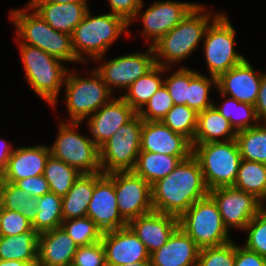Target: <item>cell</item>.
Returning a JSON list of instances; mask_svg holds the SVG:
<instances>
[{"label": "cell", "instance_id": "obj_48", "mask_svg": "<svg viewBox=\"0 0 266 266\" xmlns=\"http://www.w3.org/2000/svg\"><path fill=\"white\" fill-rule=\"evenodd\" d=\"M234 266H266V258L235 243Z\"/></svg>", "mask_w": 266, "mask_h": 266}, {"label": "cell", "instance_id": "obj_47", "mask_svg": "<svg viewBox=\"0 0 266 266\" xmlns=\"http://www.w3.org/2000/svg\"><path fill=\"white\" fill-rule=\"evenodd\" d=\"M20 189L29 192L31 197H41L44 194L51 192L48 181L44 175L33 176L18 180L16 183Z\"/></svg>", "mask_w": 266, "mask_h": 266}, {"label": "cell", "instance_id": "obj_23", "mask_svg": "<svg viewBox=\"0 0 266 266\" xmlns=\"http://www.w3.org/2000/svg\"><path fill=\"white\" fill-rule=\"evenodd\" d=\"M200 248L178 227L168 241L150 254L151 266H197Z\"/></svg>", "mask_w": 266, "mask_h": 266}, {"label": "cell", "instance_id": "obj_31", "mask_svg": "<svg viewBox=\"0 0 266 266\" xmlns=\"http://www.w3.org/2000/svg\"><path fill=\"white\" fill-rule=\"evenodd\" d=\"M234 187L255 195L266 203V164L242 159Z\"/></svg>", "mask_w": 266, "mask_h": 266}, {"label": "cell", "instance_id": "obj_28", "mask_svg": "<svg viewBox=\"0 0 266 266\" xmlns=\"http://www.w3.org/2000/svg\"><path fill=\"white\" fill-rule=\"evenodd\" d=\"M189 157L140 151L132 171L152 185L169 175L182 160Z\"/></svg>", "mask_w": 266, "mask_h": 266}, {"label": "cell", "instance_id": "obj_13", "mask_svg": "<svg viewBox=\"0 0 266 266\" xmlns=\"http://www.w3.org/2000/svg\"><path fill=\"white\" fill-rule=\"evenodd\" d=\"M209 195L217 203L222 220L228 231L241 229L265 207L255 195L234 186L219 187L209 190Z\"/></svg>", "mask_w": 266, "mask_h": 266}, {"label": "cell", "instance_id": "obj_4", "mask_svg": "<svg viewBox=\"0 0 266 266\" xmlns=\"http://www.w3.org/2000/svg\"><path fill=\"white\" fill-rule=\"evenodd\" d=\"M129 27V23L120 16L109 12L93 16L89 9L71 35L76 57L83 65L90 58L94 60L105 55L122 34L130 35Z\"/></svg>", "mask_w": 266, "mask_h": 266}, {"label": "cell", "instance_id": "obj_52", "mask_svg": "<svg viewBox=\"0 0 266 266\" xmlns=\"http://www.w3.org/2000/svg\"><path fill=\"white\" fill-rule=\"evenodd\" d=\"M88 0H30L29 2H48V3H71V2H87Z\"/></svg>", "mask_w": 266, "mask_h": 266}, {"label": "cell", "instance_id": "obj_30", "mask_svg": "<svg viewBox=\"0 0 266 266\" xmlns=\"http://www.w3.org/2000/svg\"><path fill=\"white\" fill-rule=\"evenodd\" d=\"M37 231L18 235L0 236V260L38 261Z\"/></svg>", "mask_w": 266, "mask_h": 266}, {"label": "cell", "instance_id": "obj_33", "mask_svg": "<svg viewBox=\"0 0 266 266\" xmlns=\"http://www.w3.org/2000/svg\"><path fill=\"white\" fill-rule=\"evenodd\" d=\"M219 94L225 101L222 100L223 103L218 104V106L214 102V107L230 121L231 126L236 132L252 128L260 123L255 106L239 102L221 93Z\"/></svg>", "mask_w": 266, "mask_h": 266}, {"label": "cell", "instance_id": "obj_45", "mask_svg": "<svg viewBox=\"0 0 266 266\" xmlns=\"http://www.w3.org/2000/svg\"><path fill=\"white\" fill-rule=\"evenodd\" d=\"M71 266H107L102 242L78 246Z\"/></svg>", "mask_w": 266, "mask_h": 266}, {"label": "cell", "instance_id": "obj_2", "mask_svg": "<svg viewBox=\"0 0 266 266\" xmlns=\"http://www.w3.org/2000/svg\"><path fill=\"white\" fill-rule=\"evenodd\" d=\"M205 9V5L198 3L173 29L152 45L156 65L172 68L196 51L200 41L204 40L210 22L220 14L216 12L213 15Z\"/></svg>", "mask_w": 266, "mask_h": 266}, {"label": "cell", "instance_id": "obj_24", "mask_svg": "<svg viewBox=\"0 0 266 266\" xmlns=\"http://www.w3.org/2000/svg\"><path fill=\"white\" fill-rule=\"evenodd\" d=\"M77 248L62 227L40 233L37 266H71Z\"/></svg>", "mask_w": 266, "mask_h": 266}, {"label": "cell", "instance_id": "obj_37", "mask_svg": "<svg viewBox=\"0 0 266 266\" xmlns=\"http://www.w3.org/2000/svg\"><path fill=\"white\" fill-rule=\"evenodd\" d=\"M217 88V78L202 75L200 71L189 69L188 99L186 105L197 113L214 105L209 98L212 87Z\"/></svg>", "mask_w": 266, "mask_h": 266}, {"label": "cell", "instance_id": "obj_19", "mask_svg": "<svg viewBox=\"0 0 266 266\" xmlns=\"http://www.w3.org/2000/svg\"><path fill=\"white\" fill-rule=\"evenodd\" d=\"M137 112L120 96L113 97L108 103L87 118L91 139L99 148L118 129L127 124Z\"/></svg>", "mask_w": 266, "mask_h": 266}, {"label": "cell", "instance_id": "obj_7", "mask_svg": "<svg viewBox=\"0 0 266 266\" xmlns=\"http://www.w3.org/2000/svg\"><path fill=\"white\" fill-rule=\"evenodd\" d=\"M91 75L78 76L68 70L64 81L65 103L69 114L68 122L83 123L114 96L95 69Z\"/></svg>", "mask_w": 266, "mask_h": 266}, {"label": "cell", "instance_id": "obj_8", "mask_svg": "<svg viewBox=\"0 0 266 266\" xmlns=\"http://www.w3.org/2000/svg\"><path fill=\"white\" fill-rule=\"evenodd\" d=\"M178 220L179 227L200 249L232 241L217 203L210 195L193 203Z\"/></svg>", "mask_w": 266, "mask_h": 266}, {"label": "cell", "instance_id": "obj_25", "mask_svg": "<svg viewBox=\"0 0 266 266\" xmlns=\"http://www.w3.org/2000/svg\"><path fill=\"white\" fill-rule=\"evenodd\" d=\"M53 29L72 35L75 27L90 9L87 2L48 3L28 2Z\"/></svg>", "mask_w": 266, "mask_h": 266}, {"label": "cell", "instance_id": "obj_43", "mask_svg": "<svg viewBox=\"0 0 266 266\" xmlns=\"http://www.w3.org/2000/svg\"><path fill=\"white\" fill-rule=\"evenodd\" d=\"M170 76L164 77V85L167 88L175 105H186L188 99L189 68L180 67Z\"/></svg>", "mask_w": 266, "mask_h": 266}, {"label": "cell", "instance_id": "obj_16", "mask_svg": "<svg viewBox=\"0 0 266 266\" xmlns=\"http://www.w3.org/2000/svg\"><path fill=\"white\" fill-rule=\"evenodd\" d=\"M87 216L96 223L102 232L127 226V222L119 213L116 201L114 172L95 173V186L88 205Z\"/></svg>", "mask_w": 266, "mask_h": 266}, {"label": "cell", "instance_id": "obj_39", "mask_svg": "<svg viewBox=\"0 0 266 266\" xmlns=\"http://www.w3.org/2000/svg\"><path fill=\"white\" fill-rule=\"evenodd\" d=\"M61 227L78 246L101 241L103 232L88 216L63 220Z\"/></svg>", "mask_w": 266, "mask_h": 266}, {"label": "cell", "instance_id": "obj_6", "mask_svg": "<svg viewBox=\"0 0 266 266\" xmlns=\"http://www.w3.org/2000/svg\"><path fill=\"white\" fill-rule=\"evenodd\" d=\"M192 155L198 160L209 190L233 186L242 157L236 139L192 144Z\"/></svg>", "mask_w": 266, "mask_h": 266}, {"label": "cell", "instance_id": "obj_11", "mask_svg": "<svg viewBox=\"0 0 266 266\" xmlns=\"http://www.w3.org/2000/svg\"><path fill=\"white\" fill-rule=\"evenodd\" d=\"M142 126L143 120L137 114L99 148L103 174L134 169L141 151Z\"/></svg>", "mask_w": 266, "mask_h": 266}, {"label": "cell", "instance_id": "obj_15", "mask_svg": "<svg viewBox=\"0 0 266 266\" xmlns=\"http://www.w3.org/2000/svg\"><path fill=\"white\" fill-rule=\"evenodd\" d=\"M114 190L119 213L127 223L153 211L151 185L133 171H115Z\"/></svg>", "mask_w": 266, "mask_h": 266}, {"label": "cell", "instance_id": "obj_46", "mask_svg": "<svg viewBox=\"0 0 266 266\" xmlns=\"http://www.w3.org/2000/svg\"><path fill=\"white\" fill-rule=\"evenodd\" d=\"M142 3L143 0H108L111 9L109 13L120 16L130 23Z\"/></svg>", "mask_w": 266, "mask_h": 266}, {"label": "cell", "instance_id": "obj_14", "mask_svg": "<svg viewBox=\"0 0 266 266\" xmlns=\"http://www.w3.org/2000/svg\"><path fill=\"white\" fill-rule=\"evenodd\" d=\"M144 2L137 10L131 23L140 18L143 24L144 38L155 44L163 35L173 29L196 5L191 2H176L173 0L154 1L144 12Z\"/></svg>", "mask_w": 266, "mask_h": 266}, {"label": "cell", "instance_id": "obj_5", "mask_svg": "<svg viewBox=\"0 0 266 266\" xmlns=\"http://www.w3.org/2000/svg\"><path fill=\"white\" fill-rule=\"evenodd\" d=\"M18 45L27 83L35 94L54 108L69 68L38 47Z\"/></svg>", "mask_w": 266, "mask_h": 266}, {"label": "cell", "instance_id": "obj_18", "mask_svg": "<svg viewBox=\"0 0 266 266\" xmlns=\"http://www.w3.org/2000/svg\"><path fill=\"white\" fill-rule=\"evenodd\" d=\"M263 74L247 58L217 78V90L224 96L255 106Z\"/></svg>", "mask_w": 266, "mask_h": 266}, {"label": "cell", "instance_id": "obj_20", "mask_svg": "<svg viewBox=\"0 0 266 266\" xmlns=\"http://www.w3.org/2000/svg\"><path fill=\"white\" fill-rule=\"evenodd\" d=\"M140 150L172 156H191V141L180 133L172 131L162 121H144Z\"/></svg>", "mask_w": 266, "mask_h": 266}, {"label": "cell", "instance_id": "obj_26", "mask_svg": "<svg viewBox=\"0 0 266 266\" xmlns=\"http://www.w3.org/2000/svg\"><path fill=\"white\" fill-rule=\"evenodd\" d=\"M237 132L216 107L211 106L198 113L197 127L192 144L229 141L236 139Z\"/></svg>", "mask_w": 266, "mask_h": 266}, {"label": "cell", "instance_id": "obj_40", "mask_svg": "<svg viewBox=\"0 0 266 266\" xmlns=\"http://www.w3.org/2000/svg\"><path fill=\"white\" fill-rule=\"evenodd\" d=\"M247 250L266 258V207H264L245 227Z\"/></svg>", "mask_w": 266, "mask_h": 266}, {"label": "cell", "instance_id": "obj_42", "mask_svg": "<svg viewBox=\"0 0 266 266\" xmlns=\"http://www.w3.org/2000/svg\"><path fill=\"white\" fill-rule=\"evenodd\" d=\"M235 242L200 249L197 266H234Z\"/></svg>", "mask_w": 266, "mask_h": 266}, {"label": "cell", "instance_id": "obj_38", "mask_svg": "<svg viewBox=\"0 0 266 266\" xmlns=\"http://www.w3.org/2000/svg\"><path fill=\"white\" fill-rule=\"evenodd\" d=\"M198 113L187 105H173L161 120L167 127L176 133L187 137L191 142L195 137Z\"/></svg>", "mask_w": 266, "mask_h": 266}, {"label": "cell", "instance_id": "obj_22", "mask_svg": "<svg viewBox=\"0 0 266 266\" xmlns=\"http://www.w3.org/2000/svg\"><path fill=\"white\" fill-rule=\"evenodd\" d=\"M49 155L50 148L46 145L15 147L0 181L16 183L24 178L43 175Z\"/></svg>", "mask_w": 266, "mask_h": 266}, {"label": "cell", "instance_id": "obj_54", "mask_svg": "<svg viewBox=\"0 0 266 266\" xmlns=\"http://www.w3.org/2000/svg\"><path fill=\"white\" fill-rule=\"evenodd\" d=\"M2 208L1 195H0V210Z\"/></svg>", "mask_w": 266, "mask_h": 266}, {"label": "cell", "instance_id": "obj_34", "mask_svg": "<svg viewBox=\"0 0 266 266\" xmlns=\"http://www.w3.org/2000/svg\"><path fill=\"white\" fill-rule=\"evenodd\" d=\"M237 132L242 159L266 164V123Z\"/></svg>", "mask_w": 266, "mask_h": 266}, {"label": "cell", "instance_id": "obj_12", "mask_svg": "<svg viewBox=\"0 0 266 266\" xmlns=\"http://www.w3.org/2000/svg\"><path fill=\"white\" fill-rule=\"evenodd\" d=\"M102 60L105 55L93 60L101 64L95 68L96 72L112 92L117 88L120 93L156 65L152 46L145 52H131L106 62Z\"/></svg>", "mask_w": 266, "mask_h": 266}, {"label": "cell", "instance_id": "obj_53", "mask_svg": "<svg viewBox=\"0 0 266 266\" xmlns=\"http://www.w3.org/2000/svg\"><path fill=\"white\" fill-rule=\"evenodd\" d=\"M122 266H151L150 262H142V263H136V264H125Z\"/></svg>", "mask_w": 266, "mask_h": 266}, {"label": "cell", "instance_id": "obj_44", "mask_svg": "<svg viewBox=\"0 0 266 266\" xmlns=\"http://www.w3.org/2000/svg\"><path fill=\"white\" fill-rule=\"evenodd\" d=\"M28 231H36L32 223L19 211L0 210V236H12Z\"/></svg>", "mask_w": 266, "mask_h": 266}, {"label": "cell", "instance_id": "obj_36", "mask_svg": "<svg viewBox=\"0 0 266 266\" xmlns=\"http://www.w3.org/2000/svg\"><path fill=\"white\" fill-rule=\"evenodd\" d=\"M37 215L32 223V228L39 234L61 227L62 197L53 192L44 194L38 198Z\"/></svg>", "mask_w": 266, "mask_h": 266}, {"label": "cell", "instance_id": "obj_32", "mask_svg": "<svg viewBox=\"0 0 266 266\" xmlns=\"http://www.w3.org/2000/svg\"><path fill=\"white\" fill-rule=\"evenodd\" d=\"M0 195L3 208L19 211L31 223L34 222L39 204L37 197H31L29 192L7 181H0Z\"/></svg>", "mask_w": 266, "mask_h": 266}, {"label": "cell", "instance_id": "obj_9", "mask_svg": "<svg viewBox=\"0 0 266 266\" xmlns=\"http://www.w3.org/2000/svg\"><path fill=\"white\" fill-rule=\"evenodd\" d=\"M81 122L61 121L50 154L76 168L80 173L101 171L99 147L88 136L78 132Z\"/></svg>", "mask_w": 266, "mask_h": 266}, {"label": "cell", "instance_id": "obj_29", "mask_svg": "<svg viewBox=\"0 0 266 266\" xmlns=\"http://www.w3.org/2000/svg\"><path fill=\"white\" fill-rule=\"evenodd\" d=\"M171 68L155 65L144 76L138 78L126 90L121 97L138 113L152 97V95L164 84L162 74L169 72Z\"/></svg>", "mask_w": 266, "mask_h": 266}, {"label": "cell", "instance_id": "obj_41", "mask_svg": "<svg viewBox=\"0 0 266 266\" xmlns=\"http://www.w3.org/2000/svg\"><path fill=\"white\" fill-rule=\"evenodd\" d=\"M173 105V99L163 84L137 114L144 121H161Z\"/></svg>", "mask_w": 266, "mask_h": 266}, {"label": "cell", "instance_id": "obj_51", "mask_svg": "<svg viewBox=\"0 0 266 266\" xmlns=\"http://www.w3.org/2000/svg\"><path fill=\"white\" fill-rule=\"evenodd\" d=\"M0 266H37V262H24L20 260H0Z\"/></svg>", "mask_w": 266, "mask_h": 266}, {"label": "cell", "instance_id": "obj_21", "mask_svg": "<svg viewBox=\"0 0 266 266\" xmlns=\"http://www.w3.org/2000/svg\"><path fill=\"white\" fill-rule=\"evenodd\" d=\"M127 225L144 243L149 254L160 249L179 227L178 217L151 211L130 220Z\"/></svg>", "mask_w": 266, "mask_h": 266}, {"label": "cell", "instance_id": "obj_35", "mask_svg": "<svg viewBox=\"0 0 266 266\" xmlns=\"http://www.w3.org/2000/svg\"><path fill=\"white\" fill-rule=\"evenodd\" d=\"M43 175L49 183L51 192L63 197L81 173L50 154Z\"/></svg>", "mask_w": 266, "mask_h": 266}, {"label": "cell", "instance_id": "obj_49", "mask_svg": "<svg viewBox=\"0 0 266 266\" xmlns=\"http://www.w3.org/2000/svg\"><path fill=\"white\" fill-rule=\"evenodd\" d=\"M255 108L260 123H266V72L263 73Z\"/></svg>", "mask_w": 266, "mask_h": 266}, {"label": "cell", "instance_id": "obj_10", "mask_svg": "<svg viewBox=\"0 0 266 266\" xmlns=\"http://www.w3.org/2000/svg\"><path fill=\"white\" fill-rule=\"evenodd\" d=\"M236 30L226 12H222L207 27L203 50L209 76L218 78L222 73L242 63L246 57L235 50Z\"/></svg>", "mask_w": 266, "mask_h": 266}, {"label": "cell", "instance_id": "obj_17", "mask_svg": "<svg viewBox=\"0 0 266 266\" xmlns=\"http://www.w3.org/2000/svg\"><path fill=\"white\" fill-rule=\"evenodd\" d=\"M101 242L107 266H122L148 262L150 254L132 229L126 227L103 232Z\"/></svg>", "mask_w": 266, "mask_h": 266}, {"label": "cell", "instance_id": "obj_3", "mask_svg": "<svg viewBox=\"0 0 266 266\" xmlns=\"http://www.w3.org/2000/svg\"><path fill=\"white\" fill-rule=\"evenodd\" d=\"M10 19L18 44L38 47L64 63H82L74 53L71 35L53 29L28 3L21 9H11Z\"/></svg>", "mask_w": 266, "mask_h": 266}, {"label": "cell", "instance_id": "obj_27", "mask_svg": "<svg viewBox=\"0 0 266 266\" xmlns=\"http://www.w3.org/2000/svg\"><path fill=\"white\" fill-rule=\"evenodd\" d=\"M95 186V173H81L72 188L62 197L63 220L87 216Z\"/></svg>", "mask_w": 266, "mask_h": 266}, {"label": "cell", "instance_id": "obj_1", "mask_svg": "<svg viewBox=\"0 0 266 266\" xmlns=\"http://www.w3.org/2000/svg\"><path fill=\"white\" fill-rule=\"evenodd\" d=\"M151 191L153 210L178 218L193 203L209 195L200 164L193 155L153 183Z\"/></svg>", "mask_w": 266, "mask_h": 266}, {"label": "cell", "instance_id": "obj_50", "mask_svg": "<svg viewBox=\"0 0 266 266\" xmlns=\"http://www.w3.org/2000/svg\"><path fill=\"white\" fill-rule=\"evenodd\" d=\"M14 149L10 141L0 139V175L5 171L9 157L12 155Z\"/></svg>", "mask_w": 266, "mask_h": 266}]
</instances>
